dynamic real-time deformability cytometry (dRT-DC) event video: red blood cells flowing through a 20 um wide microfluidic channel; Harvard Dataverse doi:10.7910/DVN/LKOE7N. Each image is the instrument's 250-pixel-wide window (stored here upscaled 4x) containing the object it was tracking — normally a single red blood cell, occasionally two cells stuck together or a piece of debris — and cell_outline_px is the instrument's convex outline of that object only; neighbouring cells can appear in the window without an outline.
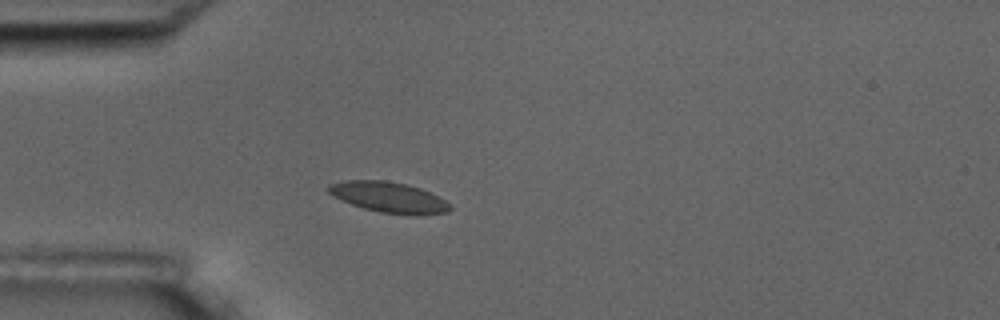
{"species": "common noctule bat (a hibernating species)", "species_latin": "Nyctalus noctula", "temperature_condition": "room temperature", "stored_images_in_passage": 4, "camera_frame_rate_fps": 3000, "um_per_image_px": 0.085, "animal": {"sex": "male", "body_mass_g": 17.5, "forearm_length_mm": 52.3}, "frame": {"image": 1, "passage_image": 3, "time_ms": 3.333, "image_size_px": [1000, 320], "cell_outline_px": [[452, 208], [448, 212], [380, 212], [364, 208], [352, 204], [328, 192], [324, 188], [328, 184], [344, 180], [384, 180], [404, 184], [420, 188], [444, 200]], "centroid_in_image_um": [32.92, 16.7], "position_along_channel_um": 52.1, "area_um2": 20.52}}